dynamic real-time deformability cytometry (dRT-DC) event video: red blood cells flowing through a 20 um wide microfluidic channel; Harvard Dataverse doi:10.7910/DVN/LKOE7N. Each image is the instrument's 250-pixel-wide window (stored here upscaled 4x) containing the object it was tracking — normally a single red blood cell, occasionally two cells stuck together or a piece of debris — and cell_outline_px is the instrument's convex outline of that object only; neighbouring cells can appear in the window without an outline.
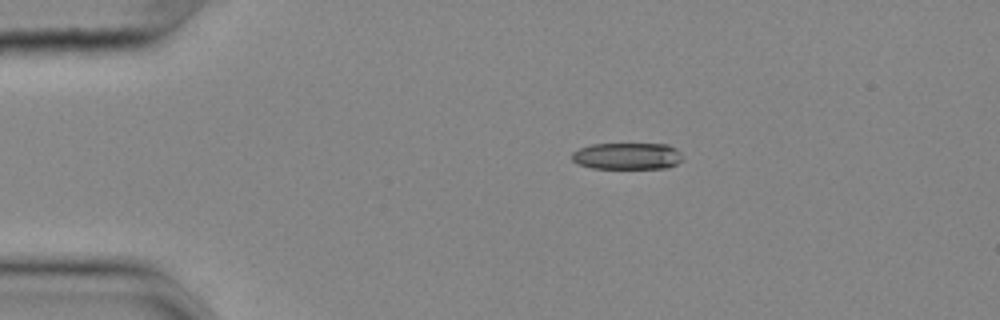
{"species": "common noctule bat (a hibernating species)", "species_latin": "Nyctalus noctula", "temperature_condition": "cold", "stored_images_in_passage": 46, "camera_frame_rate_fps": 3000, "um_per_image_px": 0.085, "animal": {"sex": "female", "body_mass_g": 25.1}, "frame": {"image": 1, "passage_image": 1, "time_ms": 0.0, "image_size_px": [1000, 320], "cell_outline_px": [[684, 160], [668, 168], [592, 168], [580, 164], [572, 160], [572, 152], [580, 148], [592, 144], [668, 144], [676, 148], [680, 152]], "centroid_in_image_um": [53.36, 13.26], "position_along_channel_um": 31.6, "area_um2": 17.28}}
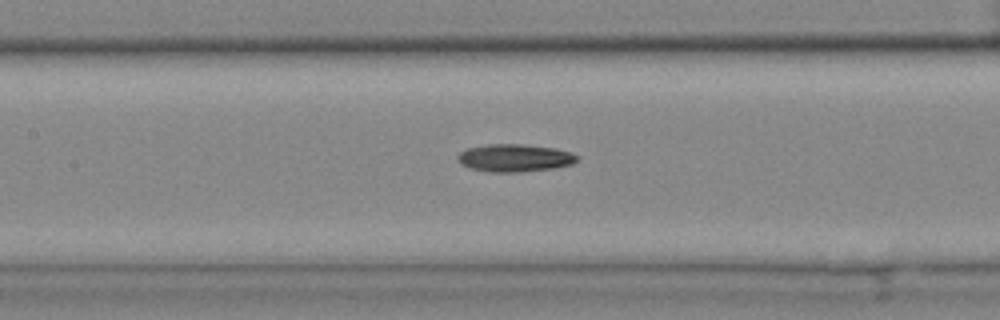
{"frame": {"image": 2, "passage_image": 16, "time_ms": 5.0, "image_size_px": [1000, 320], "cell_outline_px": [[580, 156], [572, 164], [556, 168], [520, 172], [492, 172], [472, 168], [460, 164], [456, 160], [456, 156], [460, 152], [468, 148], [488, 144], [524, 144], [556, 148], [572, 152]], "centroid_in_image_um": [43.77, 13.42], "position_along_channel_um": 163.6, "area_um2": 19.42}}
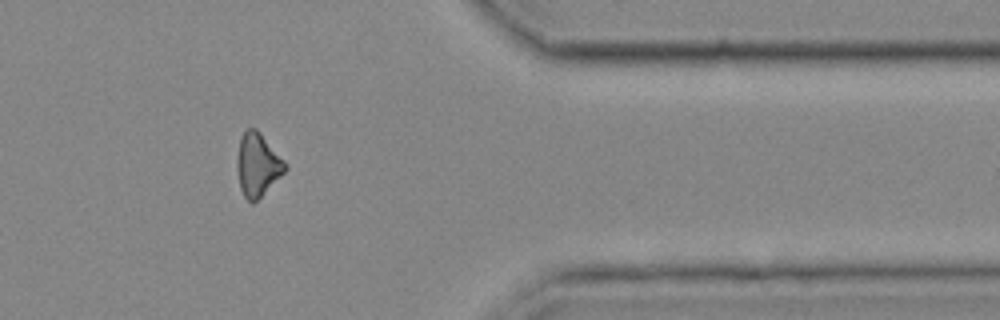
{"frame": {"image": 3, "passage_image": 36, "time_ms": 11.667, "image_size_px": [1000, 320], "cell_outline_px": [[288, 168], [252, 204], [244, 196], [240, 188], [236, 168], [236, 160], [240, 136], [248, 128], [256, 128], [260, 132], [288, 164]], "centroid_in_image_um": [21.88, 13.97], "position_along_channel_um": 389.5, "area_um2": 17.63}}